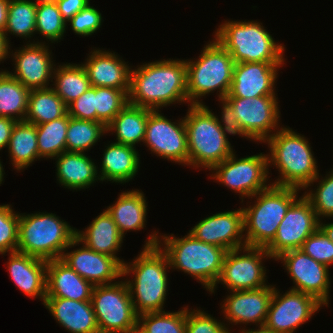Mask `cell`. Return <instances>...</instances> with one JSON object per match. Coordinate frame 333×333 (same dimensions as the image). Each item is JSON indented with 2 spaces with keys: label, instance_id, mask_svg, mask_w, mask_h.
<instances>
[{
  "label": "cell",
  "instance_id": "1",
  "mask_svg": "<svg viewBox=\"0 0 333 333\" xmlns=\"http://www.w3.org/2000/svg\"><path fill=\"white\" fill-rule=\"evenodd\" d=\"M176 102L189 103L186 60L163 59L131 68L129 104L159 110Z\"/></svg>",
  "mask_w": 333,
  "mask_h": 333
},
{
  "label": "cell",
  "instance_id": "2",
  "mask_svg": "<svg viewBox=\"0 0 333 333\" xmlns=\"http://www.w3.org/2000/svg\"><path fill=\"white\" fill-rule=\"evenodd\" d=\"M147 239L144 247L163 246L160 249L166 254L170 269L182 270L191 275L209 292L216 285L226 249L202 242L190 233L178 238L173 234L158 236V232L154 231Z\"/></svg>",
  "mask_w": 333,
  "mask_h": 333
},
{
  "label": "cell",
  "instance_id": "3",
  "mask_svg": "<svg viewBox=\"0 0 333 333\" xmlns=\"http://www.w3.org/2000/svg\"><path fill=\"white\" fill-rule=\"evenodd\" d=\"M170 269L166 254L159 246L143 247L132 263H123L122 276L133 273L130 281L125 279L136 313L163 312L167 295Z\"/></svg>",
  "mask_w": 333,
  "mask_h": 333
},
{
  "label": "cell",
  "instance_id": "4",
  "mask_svg": "<svg viewBox=\"0 0 333 333\" xmlns=\"http://www.w3.org/2000/svg\"><path fill=\"white\" fill-rule=\"evenodd\" d=\"M264 143L268 144L271 153L267 154L268 166L274 165L280 173L273 185L301 190L319 179L316 159L303 135L289 127H281Z\"/></svg>",
  "mask_w": 333,
  "mask_h": 333
},
{
  "label": "cell",
  "instance_id": "5",
  "mask_svg": "<svg viewBox=\"0 0 333 333\" xmlns=\"http://www.w3.org/2000/svg\"><path fill=\"white\" fill-rule=\"evenodd\" d=\"M76 230L53 213L19 214L17 252L46 261L61 259L67 249L81 244Z\"/></svg>",
  "mask_w": 333,
  "mask_h": 333
},
{
  "label": "cell",
  "instance_id": "6",
  "mask_svg": "<svg viewBox=\"0 0 333 333\" xmlns=\"http://www.w3.org/2000/svg\"><path fill=\"white\" fill-rule=\"evenodd\" d=\"M189 105L184 117L188 166H192L193 169L202 167L211 170L234 152L233 147L227 141L212 110L204 104Z\"/></svg>",
  "mask_w": 333,
  "mask_h": 333
},
{
  "label": "cell",
  "instance_id": "7",
  "mask_svg": "<svg viewBox=\"0 0 333 333\" xmlns=\"http://www.w3.org/2000/svg\"><path fill=\"white\" fill-rule=\"evenodd\" d=\"M299 190L271 184L248 198H256V201L254 205L242 208L247 246L265 248L274 239L289 207L298 199Z\"/></svg>",
  "mask_w": 333,
  "mask_h": 333
},
{
  "label": "cell",
  "instance_id": "8",
  "mask_svg": "<svg viewBox=\"0 0 333 333\" xmlns=\"http://www.w3.org/2000/svg\"><path fill=\"white\" fill-rule=\"evenodd\" d=\"M214 38L230 53L235 63H284V45L273 39L262 23L225 21Z\"/></svg>",
  "mask_w": 333,
  "mask_h": 333
},
{
  "label": "cell",
  "instance_id": "9",
  "mask_svg": "<svg viewBox=\"0 0 333 333\" xmlns=\"http://www.w3.org/2000/svg\"><path fill=\"white\" fill-rule=\"evenodd\" d=\"M234 65L230 53L216 39L204 46L197 61L186 60L190 104H204L198 99L217 89L218 99L225 98L231 88Z\"/></svg>",
  "mask_w": 333,
  "mask_h": 333
},
{
  "label": "cell",
  "instance_id": "10",
  "mask_svg": "<svg viewBox=\"0 0 333 333\" xmlns=\"http://www.w3.org/2000/svg\"><path fill=\"white\" fill-rule=\"evenodd\" d=\"M91 302L100 333H130L138 326V314L125 281L95 285Z\"/></svg>",
  "mask_w": 333,
  "mask_h": 333
},
{
  "label": "cell",
  "instance_id": "11",
  "mask_svg": "<svg viewBox=\"0 0 333 333\" xmlns=\"http://www.w3.org/2000/svg\"><path fill=\"white\" fill-rule=\"evenodd\" d=\"M236 158L233 152L228 158L215 165L210 170L214 175L211 174L210 177L239 193L243 202L245 196L250 198L271 185H267L268 156L260 153Z\"/></svg>",
  "mask_w": 333,
  "mask_h": 333
},
{
  "label": "cell",
  "instance_id": "12",
  "mask_svg": "<svg viewBox=\"0 0 333 333\" xmlns=\"http://www.w3.org/2000/svg\"><path fill=\"white\" fill-rule=\"evenodd\" d=\"M265 257L271 258L264 247L245 246L227 251L220 277L210 293H214L219 283L230 291L254 290L267 286L266 270L262 263Z\"/></svg>",
  "mask_w": 333,
  "mask_h": 333
},
{
  "label": "cell",
  "instance_id": "13",
  "mask_svg": "<svg viewBox=\"0 0 333 333\" xmlns=\"http://www.w3.org/2000/svg\"><path fill=\"white\" fill-rule=\"evenodd\" d=\"M319 221L311 202L302 195L289 207L266 251L276 259L283 252L301 249L304 241L319 228Z\"/></svg>",
  "mask_w": 333,
  "mask_h": 333
},
{
  "label": "cell",
  "instance_id": "14",
  "mask_svg": "<svg viewBox=\"0 0 333 333\" xmlns=\"http://www.w3.org/2000/svg\"><path fill=\"white\" fill-rule=\"evenodd\" d=\"M281 294L274 287L264 323L274 333H294L323 305L315 297L299 291L290 289Z\"/></svg>",
  "mask_w": 333,
  "mask_h": 333
},
{
  "label": "cell",
  "instance_id": "15",
  "mask_svg": "<svg viewBox=\"0 0 333 333\" xmlns=\"http://www.w3.org/2000/svg\"><path fill=\"white\" fill-rule=\"evenodd\" d=\"M143 143L160 158L188 166L187 133L183 119L171 122L159 110H151Z\"/></svg>",
  "mask_w": 333,
  "mask_h": 333
},
{
  "label": "cell",
  "instance_id": "16",
  "mask_svg": "<svg viewBox=\"0 0 333 333\" xmlns=\"http://www.w3.org/2000/svg\"><path fill=\"white\" fill-rule=\"evenodd\" d=\"M225 99L232 105L238 122L252 141L264 143L274 134L272 131L281 128L278 126L280 110L276 96Z\"/></svg>",
  "mask_w": 333,
  "mask_h": 333
},
{
  "label": "cell",
  "instance_id": "17",
  "mask_svg": "<svg viewBox=\"0 0 333 333\" xmlns=\"http://www.w3.org/2000/svg\"><path fill=\"white\" fill-rule=\"evenodd\" d=\"M281 260L293 280L291 290L315 297L323 306L329 303V267L317 262L301 249L283 252L275 261Z\"/></svg>",
  "mask_w": 333,
  "mask_h": 333
},
{
  "label": "cell",
  "instance_id": "18",
  "mask_svg": "<svg viewBox=\"0 0 333 333\" xmlns=\"http://www.w3.org/2000/svg\"><path fill=\"white\" fill-rule=\"evenodd\" d=\"M243 232L242 207L206 217L189 231L196 239L227 251L247 246Z\"/></svg>",
  "mask_w": 333,
  "mask_h": 333
},
{
  "label": "cell",
  "instance_id": "19",
  "mask_svg": "<svg viewBox=\"0 0 333 333\" xmlns=\"http://www.w3.org/2000/svg\"><path fill=\"white\" fill-rule=\"evenodd\" d=\"M49 46L44 42L27 43L12 52L14 73L8 71L15 79L28 89L48 88L49 81L54 82L53 71L56 64L52 61Z\"/></svg>",
  "mask_w": 333,
  "mask_h": 333
},
{
  "label": "cell",
  "instance_id": "20",
  "mask_svg": "<svg viewBox=\"0 0 333 333\" xmlns=\"http://www.w3.org/2000/svg\"><path fill=\"white\" fill-rule=\"evenodd\" d=\"M281 65L284 63H235L231 88L226 97L275 96L274 85Z\"/></svg>",
  "mask_w": 333,
  "mask_h": 333
},
{
  "label": "cell",
  "instance_id": "21",
  "mask_svg": "<svg viewBox=\"0 0 333 333\" xmlns=\"http://www.w3.org/2000/svg\"><path fill=\"white\" fill-rule=\"evenodd\" d=\"M273 285L254 290L231 291L221 304L229 324L264 325L273 295Z\"/></svg>",
  "mask_w": 333,
  "mask_h": 333
},
{
  "label": "cell",
  "instance_id": "22",
  "mask_svg": "<svg viewBox=\"0 0 333 333\" xmlns=\"http://www.w3.org/2000/svg\"><path fill=\"white\" fill-rule=\"evenodd\" d=\"M61 260L94 286L111 284L123 277V265L115 257L95 252L84 244L76 250L64 252Z\"/></svg>",
  "mask_w": 333,
  "mask_h": 333
},
{
  "label": "cell",
  "instance_id": "23",
  "mask_svg": "<svg viewBox=\"0 0 333 333\" xmlns=\"http://www.w3.org/2000/svg\"><path fill=\"white\" fill-rule=\"evenodd\" d=\"M89 54L91 55L82 65L87 72L90 85L120 89L128 94L131 67L115 52L93 49Z\"/></svg>",
  "mask_w": 333,
  "mask_h": 333
},
{
  "label": "cell",
  "instance_id": "24",
  "mask_svg": "<svg viewBox=\"0 0 333 333\" xmlns=\"http://www.w3.org/2000/svg\"><path fill=\"white\" fill-rule=\"evenodd\" d=\"M93 288L61 259L47 261L46 297L91 301Z\"/></svg>",
  "mask_w": 333,
  "mask_h": 333
},
{
  "label": "cell",
  "instance_id": "25",
  "mask_svg": "<svg viewBox=\"0 0 333 333\" xmlns=\"http://www.w3.org/2000/svg\"><path fill=\"white\" fill-rule=\"evenodd\" d=\"M43 305L71 333H100L91 301L46 297Z\"/></svg>",
  "mask_w": 333,
  "mask_h": 333
},
{
  "label": "cell",
  "instance_id": "26",
  "mask_svg": "<svg viewBox=\"0 0 333 333\" xmlns=\"http://www.w3.org/2000/svg\"><path fill=\"white\" fill-rule=\"evenodd\" d=\"M8 271L11 279L24 294L32 298H46L47 261L27 254L12 252Z\"/></svg>",
  "mask_w": 333,
  "mask_h": 333
},
{
  "label": "cell",
  "instance_id": "27",
  "mask_svg": "<svg viewBox=\"0 0 333 333\" xmlns=\"http://www.w3.org/2000/svg\"><path fill=\"white\" fill-rule=\"evenodd\" d=\"M55 158L57 181L65 188L81 190L101 181L98 166L85 153L66 151Z\"/></svg>",
  "mask_w": 333,
  "mask_h": 333
},
{
  "label": "cell",
  "instance_id": "28",
  "mask_svg": "<svg viewBox=\"0 0 333 333\" xmlns=\"http://www.w3.org/2000/svg\"><path fill=\"white\" fill-rule=\"evenodd\" d=\"M76 238L95 252L115 257L123 265L124 259H119L116 253L122 246L124 237L106 209L85 228V231L76 230Z\"/></svg>",
  "mask_w": 333,
  "mask_h": 333
},
{
  "label": "cell",
  "instance_id": "29",
  "mask_svg": "<svg viewBox=\"0 0 333 333\" xmlns=\"http://www.w3.org/2000/svg\"><path fill=\"white\" fill-rule=\"evenodd\" d=\"M104 149L102 168L99 172L101 181L124 184L134 178L140 165L136 147L112 142ZM101 173V174H100Z\"/></svg>",
  "mask_w": 333,
  "mask_h": 333
},
{
  "label": "cell",
  "instance_id": "30",
  "mask_svg": "<svg viewBox=\"0 0 333 333\" xmlns=\"http://www.w3.org/2000/svg\"><path fill=\"white\" fill-rule=\"evenodd\" d=\"M107 212L116 223L120 234L127 231H140L145 227L147 203L144 194L139 190L123 191L115 204L109 206Z\"/></svg>",
  "mask_w": 333,
  "mask_h": 333
},
{
  "label": "cell",
  "instance_id": "31",
  "mask_svg": "<svg viewBox=\"0 0 333 333\" xmlns=\"http://www.w3.org/2000/svg\"><path fill=\"white\" fill-rule=\"evenodd\" d=\"M152 109L127 104L106 126L107 133L114 132L116 143L135 147L145 138L146 123Z\"/></svg>",
  "mask_w": 333,
  "mask_h": 333
},
{
  "label": "cell",
  "instance_id": "32",
  "mask_svg": "<svg viewBox=\"0 0 333 333\" xmlns=\"http://www.w3.org/2000/svg\"><path fill=\"white\" fill-rule=\"evenodd\" d=\"M8 152L12 165L21 171L39 160L36 125L17 121L11 133Z\"/></svg>",
  "mask_w": 333,
  "mask_h": 333
},
{
  "label": "cell",
  "instance_id": "33",
  "mask_svg": "<svg viewBox=\"0 0 333 333\" xmlns=\"http://www.w3.org/2000/svg\"><path fill=\"white\" fill-rule=\"evenodd\" d=\"M67 113V106L53 88L31 89L24 121L39 125L59 119Z\"/></svg>",
  "mask_w": 333,
  "mask_h": 333
},
{
  "label": "cell",
  "instance_id": "34",
  "mask_svg": "<svg viewBox=\"0 0 333 333\" xmlns=\"http://www.w3.org/2000/svg\"><path fill=\"white\" fill-rule=\"evenodd\" d=\"M30 89L15 79L8 70L0 71V116L24 121Z\"/></svg>",
  "mask_w": 333,
  "mask_h": 333
},
{
  "label": "cell",
  "instance_id": "35",
  "mask_svg": "<svg viewBox=\"0 0 333 333\" xmlns=\"http://www.w3.org/2000/svg\"><path fill=\"white\" fill-rule=\"evenodd\" d=\"M52 79L55 80L52 84L55 86L52 87L53 90L66 106L80 97L91 86L82 64L66 63L58 65V67L55 65Z\"/></svg>",
  "mask_w": 333,
  "mask_h": 333
},
{
  "label": "cell",
  "instance_id": "36",
  "mask_svg": "<svg viewBox=\"0 0 333 333\" xmlns=\"http://www.w3.org/2000/svg\"><path fill=\"white\" fill-rule=\"evenodd\" d=\"M69 115L36 125L39 158L55 159L67 151L66 136Z\"/></svg>",
  "mask_w": 333,
  "mask_h": 333
},
{
  "label": "cell",
  "instance_id": "37",
  "mask_svg": "<svg viewBox=\"0 0 333 333\" xmlns=\"http://www.w3.org/2000/svg\"><path fill=\"white\" fill-rule=\"evenodd\" d=\"M36 8L37 4L31 0H10L4 30L8 43V33L26 40L33 36L36 32Z\"/></svg>",
  "mask_w": 333,
  "mask_h": 333
},
{
  "label": "cell",
  "instance_id": "38",
  "mask_svg": "<svg viewBox=\"0 0 333 333\" xmlns=\"http://www.w3.org/2000/svg\"><path fill=\"white\" fill-rule=\"evenodd\" d=\"M105 133H107L106 126L102 122L80 120L69 116L66 136L67 151L85 153Z\"/></svg>",
  "mask_w": 333,
  "mask_h": 333
},
{
  "label": "cell",
  "instance_id": "39",
  "mask_svg": "<svg viewBox=\"0 0 333 333\" xmlns=\"http://www.w3.org/2000/svg\"><path fill=\"white\" fill-rule=\"evenodd\" d=\"M144 333H186V307L177 312H154L138 316Z\"/></svg>",
  "mask_w": 333,
  "mask_h": 333
},
{
  "label": "cell",
  "instance_id": "40",
  "mask_svg": "<svg viewBox=\"0 0 333 333\" xmlns=\"http://www.w3.org/2000/svg\"><path fill=\"white\" fill-rule=\"evenodd\" d=\"M36 32L42 34L51 43L63 39L67 22L62 18L56 3L37 4Z\"/></svg>",
  "mask_w": 333,
  "mask_h": 333
},
{
  "label": "cell",
  "instance_id": "41",
  "mask_svg": "<svg viewBox=\"0 0 333 333\" xmlns=\"http://www.w3.org/2000/svg\"><path fill=\"white\" fill-rule=\"evenodd\" d=\"M127 104L128 94L124 90L95 87L97 122L107 126Z\"/></svg>",
  "mask_w": 333,
  "mask_h": 333
},
{
  "label": "cell",
  "instance_id": "42",
  "mask_svg": "<svg viewBox=\"0 0 333 333\" xmlns=\"http://www.w3.org/2000/svg\"><path fill=\"white\" fill-rule=\"evenodd\" d=\"M18 232L19 214L11 205H0V254L17 252Z\"/></svg>",
  "mask_w": 333,
  "mask_h": 333
},
{
  "label": "cell",
  "instance_id": "43",
  "mask_svg": "<svg viewBox=\"0 0 333 333\" xmlns=\"http://www.w3.org/2000/svg\"><path fill=\"white\" fill-rule=\"evenodd\" d=\"M318 182L316 191L310 190L304 196L311 202L319 220L333 218V170Z\"/></svg>",
  "mask_w": 333,
  "mask_h": 333
},
{
  "label": "cell",
  "instance_id": "44",
  "mask_svg": "<svg viewBox=\"0 0 333 333\" xmlns=\"http://www.w3.org/2000/svg\"><path fill=\"white\" fill-rule=\"evenodd\" d=\"M301 250L328 267L333 264V242L320 228L304 241Z\"/></svg>",
  "mask_w": 333,
  "mask_h": 333
},
{
  "label": "cell",
  "instance_id": "45",
  "mask_svg": "<svg viewBox=\"0 0 333 333\" xmlns=\"http://www.w3.org/2000/svg\"><path fill=\"white\" fill-rule=\"evenodd\" d=\"M186 307V333H230L223 321L211 317L204 310Z\"/></svg>",
  "mask_w": 333,
  "mask_h": 333
},
{
  "label": "cell",
  "instance_id": "46",
  "mask_svg": "<svg viewBox=\"0 0 333 333\" xmlns=\"http://www.w3.org/2000/svg\"><path fill=\"white\" fill-rule=\"evenodd\" d=\"M102 18V14L89 3L67 23L70 22L73 32L77 35L90 36L101 27Z\"/></svg>",
  "mask_w": 333,
  "mask_h": 333
},
{
  "label": "cell",
  "instance_id": "47",
  "mask_svg": "<svg viewBox=\"0 0 333 333\" xmlns=\"http://www.w3.org/2000/svg\"><path fill=\"white\" fill-rule=\"evenodd\" d=\"M67 113L75 119L97 122L95 87L90 86L80 97L70 103L67 106Z\"/></svg>",
  "mask_w": 333,
  "mask_h": 333
},
{
  "label": "cell",
  "instance_id": "48",
  "mask_svg": "<svg viewBox=\"0 0 333 333\" xmlns=\"http://www.w3.org/2000/svg\"><path fill=\"white\" fill-rule=\"evenodd\" d=\"M221 100L220 102L222 103L221 105L222 107V119L219 120L218 116L217 117V121L219 122V125L221 126V128L223 129L224 135L228 141V137L227 134L229 135H239L240 137H247L248 139L249 136L246 134V132L243 130V128L241 127L240 123L237 120V117L234 114V110L232 105L225 99H218ZM222 123V124H221Z\"/></svg>",
  "mask_w": 333,
  "mask_h": 333
},
{
  "label": "cell",
  "instance_id": "49",
  "mask_svg": "<svg viewBox=\"0 0 333 333\" xmlns=\"http://www.w3.org/2000/svg\"><path fill=\"white\" fill-rule=\"evenodd\" d=\"M62 18L67 22L89 4V0H58L56 2Z\"/></svg>",
  "mask_w": 333,
  "mask_h": 333
},
{
  "label": "cell",
  "instance_id": "50",
  "mask_svg": "<svg viewBox=\"0 0 333 333\" xmlns=\"http://www.w3.org/2000/svg\"><path fill=\"white\" fill-rule=\"evenodd\" d=\"M15 123L14 119L0 116V150L8 148Z\"/></svg>",
  "mask_w": 333,
  "mask_h": 333
},
{
  "label": "cell",
  "instance_id": "51",
  "mask_svg": "<svg viewBox=\"0 0 333 333\" xmlns=\"http://www.w3.org/2000/svg\"><path fill=\"white\" fill-rule=\"evenodd\" d=\"M10 0H0V32L4 33L7 25L8 8Z\"/></svg>",
  "mask_w": 333,
  "mask_h": 333
},
{
  "label": "cell",
  "instance_id": "52",
  "mask_svg": "<svg viewBox=\"0 0 333 333\" xmlns=\"http://www.w3.org/2000/svg\"><path fill=\"white\" fill-rule=\"evenodd\" d=\"M10 43L7 42L5 34L0 32V63L6 60L10 53Z\"/></svg>",
  "mask_w": 333,
  "mask_h": 333
},
{
  "label": "cell",
  "instance_id": "53",
  "mask_svg": "<svg viewBox=\"0 0 333 333\" xmlns=\"http://www.w3.org/2000/svg\"><path fill=\"white\" fill-rule=\"evenodd\" d=\"M319 228L333 242V223L323 224L321 221H319Z\"/></svg>",
  "mask_w": 333,
  "mask_h": 333
},
{
  "label": "cell",
  "instance_id": "54",
  "mask_svg": "<svg viewBox=\"0 0 333 333\" xmlns=\"http://www.w3.org/2000/svg\"><path fill=\"white\" fill-rule=\"evenodd\" d=\"M258 329H241V333H274L272 330H270L268 327H266L265 325H260L258 326Z\"/></svg>",
  "mask_w": 333,
  "mask_h": 333
},
{
  "label": "cell",
  "instance_id": "55",
  "mask_svg": "<svg viewBox=\"0 0 333 333\" xmlns=\"http://www.w3.org/2000/svg\"><path fill=\"white\" fill-rule=\"evenodd\" d=\"M34 1L36 4H42V3H56L58 0H32Z\"/></svg>",
  "mask_w": 333,
  "mask_h": 333
},
{
  "label": "cell",
  "instance_id": "56",
  "mask_svg": "<svg viewBox=\"0 0 333 333\" xmlns=\"http://www.w3.org/2000/svg\"><path fill=\"white\" fill-rule=\"evenodd\" d=\"M3 169L4 168H3L2 162L0 161V185L4 179V174H5Z\"/></svg>",
  "mask_w": 333,
  "mask_h": 333
},
{
  "label": "cell",
  "instance_id": "57",
  "mask_svg": "<svg viewBox=\"0 0 333 333\" xmlns=\"http://www.w3.org/2000/svg\"><path fill=\"white\" fill-rule=\"evenodd\" d=\"M130 333H144V332L137 326Z\"/></svg>",
  "mask_w": 333,
  "mask_h": 333
}]
</instances>
